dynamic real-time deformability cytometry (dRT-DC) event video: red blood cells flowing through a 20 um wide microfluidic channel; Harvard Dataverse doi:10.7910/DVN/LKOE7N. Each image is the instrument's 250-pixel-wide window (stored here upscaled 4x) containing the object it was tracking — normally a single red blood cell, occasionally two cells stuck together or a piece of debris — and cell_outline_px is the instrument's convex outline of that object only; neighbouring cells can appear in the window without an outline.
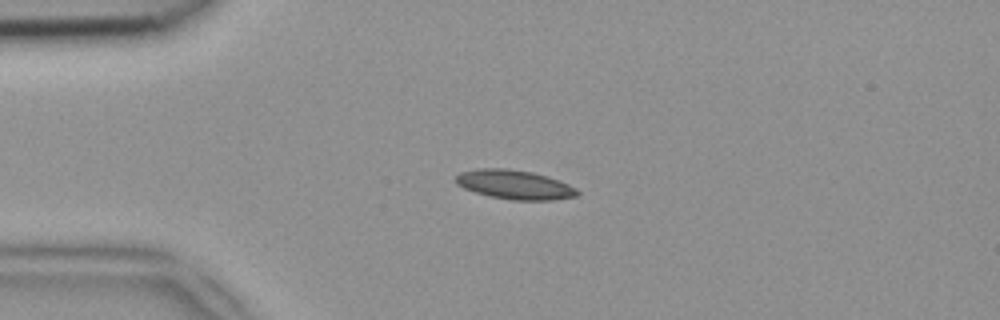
{"species": "common noctule bat (a hibernating species)", "species_latin": "Nyctalus noctula", "temperature_condition": "room temperature", "stored_images_in_passage": 44, "camera_frame_rate_fps": 3000, "um_per_image_px": 0.085, "animal": {"sex": "female", "body_mass_g": 18.4}, "frame": {"image": 1, "passage_image": 11, "time_ms": 3.333, "image_size_px": [1000, 320], "cell_outline_px": [[580, 192], [576, 196], [552, 200], [512, 200], [492, 196], [476, 192], [464, 188], [456, 184], [456, 176], [460, 172], [476, 168], [508, 168], [532, 172], [548, 176], [568, 184], [576, 188]], "centroid_in_image_um": [43.74, 15.68], "position_along_channel_um": 41.3, "area_um2": 20.63}}
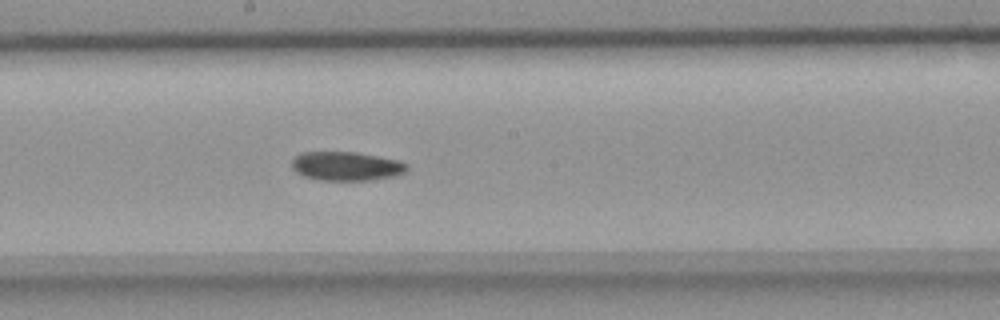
{"frame": {"image": 2, "passage_image": 26, "time_ms": 8.333, "image_size_px": [1000, 320], "cell_outline_px": [[408, 168], [404, 172], [392, 176], [368, 180], [320, 180], [304, 176], [296, 172], [292, 168], [292, 160], [300, 152], [356, 152], [400, 160], [408, 164]], "centroid_in_image_um": [29.43, 14.11], "position_along_channel_um": 218.8, "area_um2": 19.36}}
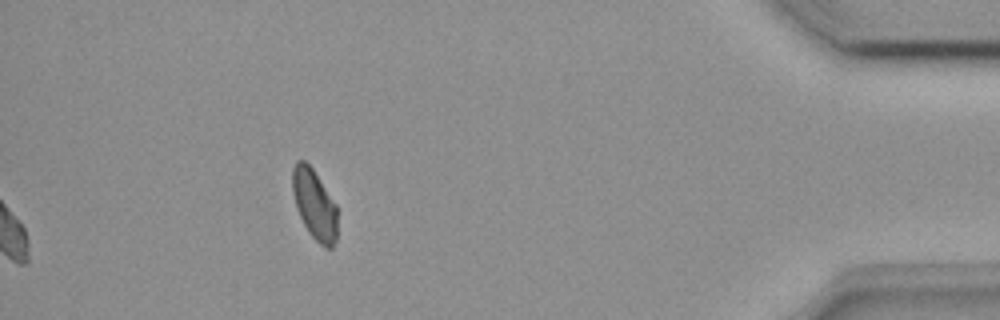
{"frame": {"image": 3, "passage_image": 44, "time_ms": 14.333, "image_size_px": [1000, 320], "cell_outline_px": [[336, 240], [332, 248], [324, 248], [312, 236], [304, 224], [296, 208], [292, 192], [292, 168], [296, 160], [304, 160], [312, 168], [336, 204]], "centroid_in_image_um": [26.71, 17.36], "position_along_channel_um": 408.5, "area_um2": 18.21}}